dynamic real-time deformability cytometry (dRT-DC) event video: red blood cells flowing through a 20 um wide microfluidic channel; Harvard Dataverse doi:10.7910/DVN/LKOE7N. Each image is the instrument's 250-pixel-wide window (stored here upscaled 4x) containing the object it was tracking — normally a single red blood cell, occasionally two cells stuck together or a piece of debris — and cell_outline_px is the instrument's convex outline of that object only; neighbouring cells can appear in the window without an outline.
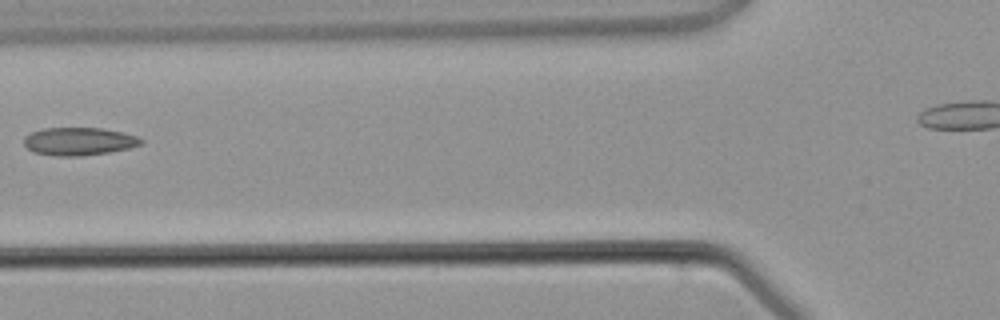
{"species": "common noctule bat (a hibernating species)", "species_latin": "Nyctalus noctula", "temperature_condition": "warm", "stored_images_in_passage": 6, "camera_frame_rate_fps": 3000, "um_per_image_px": 0.085, "animal": {"sex": "male", "body_mass_g": 21.5, "forearm_length_mm": 52.0}, "frame": {"image": 1, "passage_image": 6, "time_ms": 8.0, "image_size_px": [1000, 320], "cell_outline_px": [[144, 140], [140, 144], [128, 148], [108, 152], [80, 156], [60, 156], [36, 152], [28, 148], [24, 144], [24, 136], [32, 132], [44, 128], [100, 128], [120, 132], [136, 136]], "centroid_in_image_um": [6.69, 12.01], "position_along_channel_um": 119.1, "area_um2": 18.67}}